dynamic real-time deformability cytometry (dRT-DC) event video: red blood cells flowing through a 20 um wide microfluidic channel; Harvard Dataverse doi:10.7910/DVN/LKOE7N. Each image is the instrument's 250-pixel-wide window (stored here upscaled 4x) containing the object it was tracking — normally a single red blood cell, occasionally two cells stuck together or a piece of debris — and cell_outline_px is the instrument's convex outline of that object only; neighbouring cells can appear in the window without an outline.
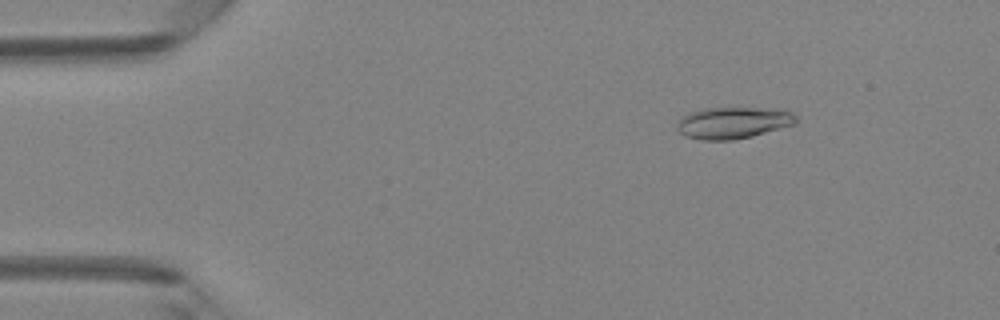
{"species": "Egyptian fruit bat (a non-hibernating species)", "species_latin": "Rousettus aegyptiacus", "temperature_condition": "room temperature", "stored_images_in_passage": 48, "camera_frame_rate_fps": 3000, "um_per_image_px": 0.085, "animal": {"sex": "female"}, "frame": {"image": 1, "passage_image": 7, "time_ms": 2.0, "image_size_px": [1000, 320], "cell_outline_px": [[796, 124], [752, 136], [732, 140], [700, 140], [684, 136], [676, 128], [676, 124], [680, 116], [688, 112], [704, 108], [784, 108], [792, 112], [796, 116]], "centroid_in_image_um": [62.3, 10.42], "position_along_channel_um": 22.7, "area_um2": 22.37}}
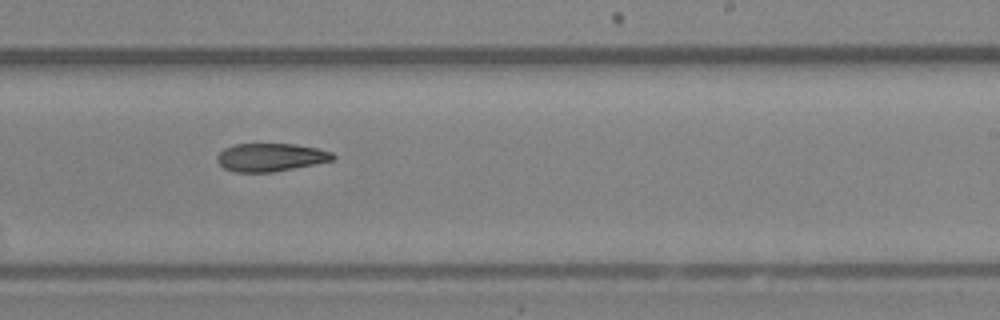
{"frame": {"image": 2, "passage_image": 30, "time_ms": 9.667, "image_size_px": [1000, 320], "cell_outline_px": [[336, 156], [332, 160], [272, 172], [236, 172], [224, 168], [216, 160], [216, 156], [224, 148], [236, 144], [292, 144], [316, 148], [332, 152]], "centroid_in_image_um": [22.96, 13.36], "position_along_channel_um": 266.0, "area_um2": 18.67}}
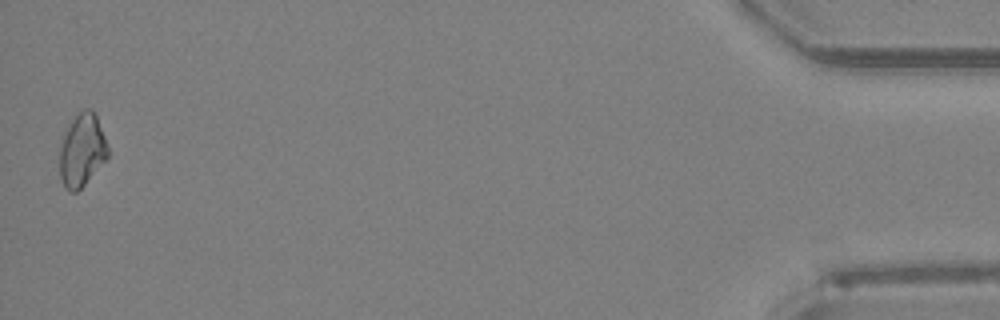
{"frame": {"image": 3, "passage_image": 48, "time_ms": 15.667, "image_size_px": [1000, 320], "cell_outline_px": [[108, 156], [84, 184], [76, 192], [68, 192], [64, 188], [60, 176], [60, 136], [72, 120], [84, 108], [92, 108], [96, 116], [108, 144]], "centroid_in_image_um": [6.94, 12.75], "position_along_channel_um": 428.3, "area_um2": 20.46}, "authors_computed_cell_mechanics": {"area_um2": 20.0855, "velocity_mm_per_s": 4.213, "shape_relaxation_time_tau1_ms": 6.3306, "shape_relaxation_time_tau2_ms": 8.8003, "deformation_change_tau1": 0.1523, "deformation_change_tau2": 0.1844}}